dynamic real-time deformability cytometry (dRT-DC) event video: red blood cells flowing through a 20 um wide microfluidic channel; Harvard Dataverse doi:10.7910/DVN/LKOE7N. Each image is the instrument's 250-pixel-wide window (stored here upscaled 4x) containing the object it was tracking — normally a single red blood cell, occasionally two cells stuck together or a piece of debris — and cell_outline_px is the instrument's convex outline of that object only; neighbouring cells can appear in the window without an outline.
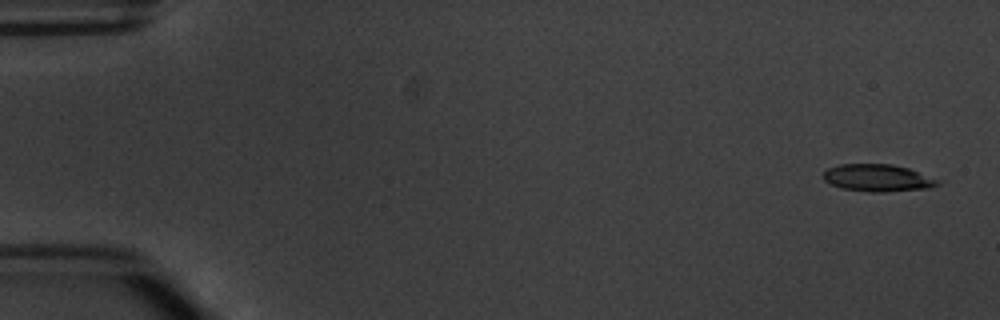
{"species": "common noctule bat (a hibernating species)", "species_latin": "Nyctalus noctula", "temperature_condition": "warm", "stored_images_in_passage": 3, "camera_frame_rate_fps": 3000, "um_per_image_px": 0.085, "animal": {"sex": "male", "body_mass_g": 20.1, "forearm_length_mm": 53.5}, "frame": {"image": 1, "passage_image": 1, "time_ms": 0.0, "image_size_px": [1000, 320], "cell_outline_px": [[940, 184], [928, 188], [884, 192], [868, 192], [840, 188], [824, 180], [824, 172], [828, 168], [840, 164], [892, 164], [908, 168], [940, 180]], "centroid_in_image_um": [74.61, 15.12], "position_along_channel_um": 10.4, "area_um2": 18.09}}